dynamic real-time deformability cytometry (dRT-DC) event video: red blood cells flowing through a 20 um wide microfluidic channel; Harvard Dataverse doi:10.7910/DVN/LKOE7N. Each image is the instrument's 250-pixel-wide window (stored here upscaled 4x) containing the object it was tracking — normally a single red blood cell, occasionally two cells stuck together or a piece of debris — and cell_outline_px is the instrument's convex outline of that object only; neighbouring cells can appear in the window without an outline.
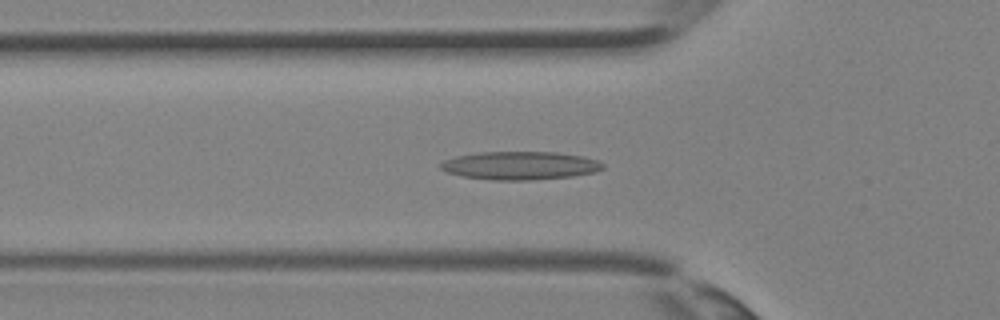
{"species": "Egyptian fruit bat (a non-hibernating species)", "species_latin": "Rousettus aegyptiacus", "temperature_condition": "room temperature", "stored_images_in_passage": 35, "segment_of_instrument_passage": [1, 2], "camera_frame_rate_fps": 3000, "um_per_image_px": 0.085, "animal": {"sex": "female"}, "frame": {"image": 1, "passage_image": 11, "time_ms": 3.333, "image_size_px": [1000, 320], "cell_outline_px": [[604, 168], [596, 172], [572, 176], [532, 180], [492, 180], [464, 176], [448, 172], [440, 168], [440, 164], [444, 160], [456, 156], [480, 152], [556, 152], [580, 156], [596, 160], [604, 164]], "centroid_in_image_um": [44.21, 14.07], "position_along_channel_um": 81.6, "area_um2": 26.53}}
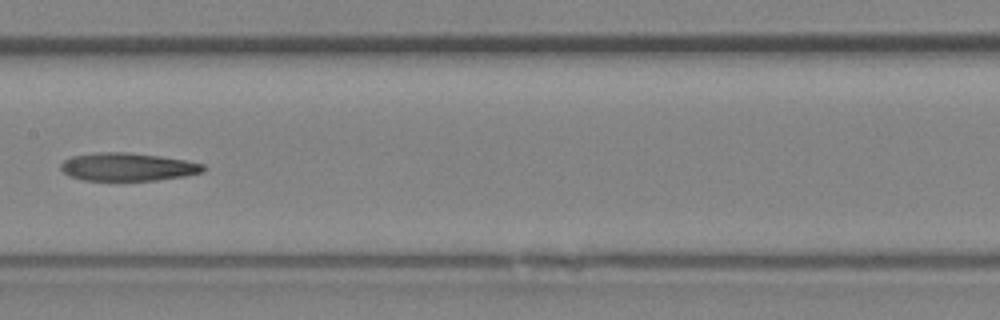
{"frame": {"image": 2, "passage_image": 17, "time_ms": 5.333, "image_size_px": [1000, 320], "cell_outline_px": [[208, 168], [204, 172], [184, 176], [156, 180], [84, 180], [72, 176], [64, 172], [60, 168], [60, 164], [64, 160], [72, 156], [92, 152], [124, 152], [160, 156], [184, 160], [204, 164]], "centroid_in_image_um": [10.87, 14.18], "position_along_channel_um": 196.5, "area_um2": 23.24}}
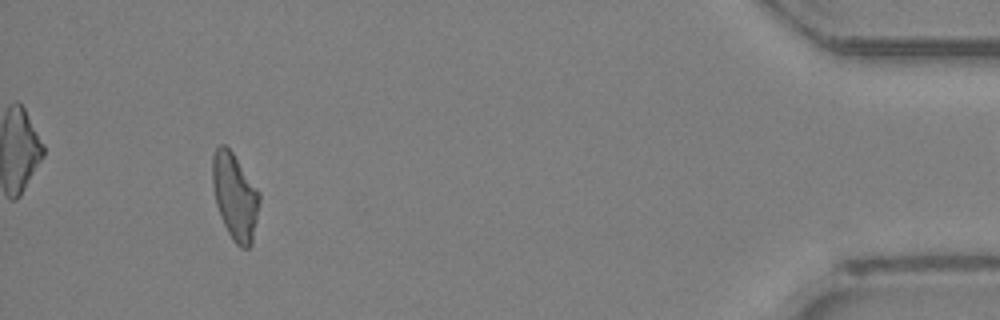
{"frame": {"image": 3, "passage_image": 32, "time_ms": 10.333, "image_size_px": [1000, 320], "cell_outline_px": [[260, 204], [252, 244], [248, 248], [240, 248], [232, 240], [220, 216], [216, 204], [212, 184], [212, 156], [216, 148], [220, 144], [224, 144], [232, 152], [260, 192]], "centroid_in_image_um": [19.98, 16.72], "position_along_channel_um": 415.2, "area_um2": 23.81}}